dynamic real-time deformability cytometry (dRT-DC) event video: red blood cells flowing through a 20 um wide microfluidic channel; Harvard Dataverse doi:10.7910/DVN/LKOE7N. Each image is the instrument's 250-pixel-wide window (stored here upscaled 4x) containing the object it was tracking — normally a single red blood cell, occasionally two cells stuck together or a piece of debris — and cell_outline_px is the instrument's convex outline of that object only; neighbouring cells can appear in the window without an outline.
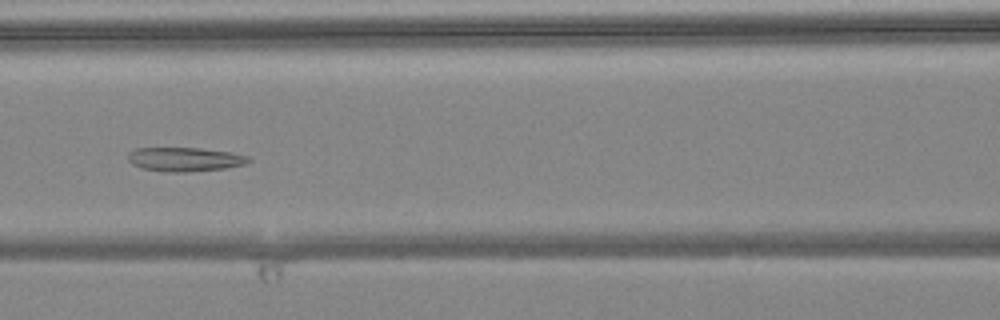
{"species": "common noctule bat (a hibernating species)", "species_latin": "Nyctalus noctula", "temperature_condition": "warm", "stored_images_in_passage": 4, "camera_frame_rate_fps": 3000, "um_per_image_px": 0.085, "animal": {"sex": "female", "body_mass_g": 24.6, "forearm_length_mm": 56.2}, "frame": {"image": 1, "passage_image": 3, "time_ms": 0.667, "image_size_px": [1000, 320], "cell_outline_px": [[252, 160], [244, 164], [224, 168], [188, 172], [168, 172], [140, 168], [132, 164], [128, 160], [128, 152], [136, 148], [200, 148], [232, 152], [248, 156]], "centroid_in_image_um": [15.69, 13.54], "position_along_channel_um": 150.9, "area_um2": 16.94}}
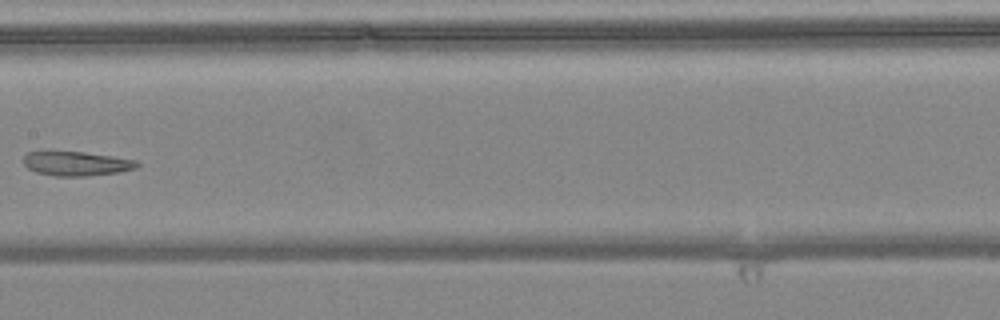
{"frame": {"image": 2, "passage_image": 4, "time_ms": 1.0, "image_size_px": [1000, 320], "cell_outline_px": [[140, 164], [136, 168], [120, 172], [88, 176], [56, 176], [36, 172], [28, 168], [24, 164], [24, 156], [28, 152], [44, 148], [48, 148], [84, 152], [112, 156], [136, 160]], "centroid_in_image_um": [6.42, 13.86], "position_along_channel_um": 201.0, "area_um2": 16.82}}